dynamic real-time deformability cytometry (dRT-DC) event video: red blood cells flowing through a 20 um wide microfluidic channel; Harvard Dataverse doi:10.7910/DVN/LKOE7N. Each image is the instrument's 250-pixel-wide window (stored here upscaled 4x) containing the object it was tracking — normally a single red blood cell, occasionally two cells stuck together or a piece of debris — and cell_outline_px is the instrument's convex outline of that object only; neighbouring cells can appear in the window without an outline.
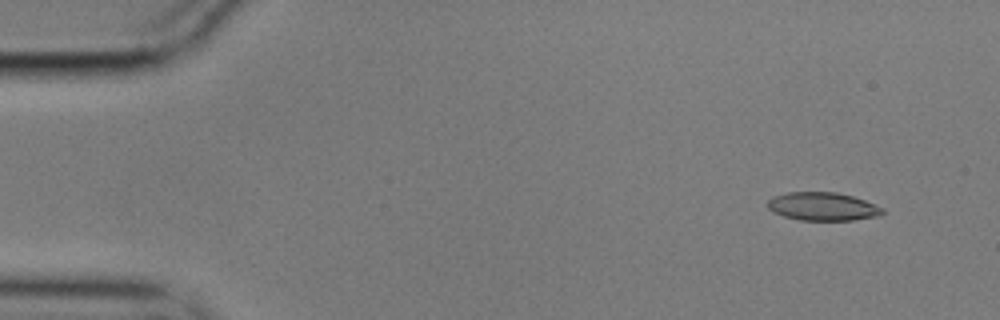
{"species": "common noctule bat (a hibernating species)", "species_latin": "Nyctalus noctula", "temperature_condition": "cold", "stored_images_in_passage": 57, "camera_frame_rate_fps": 3000, "um_per_image_px": 0.085, "animal": {"sex": "male", "body_mass_g": 17.9}, "frame": {"image": 1, "passage_image": 5, "time_ms": 1.333, "image_size_px": [1000, 320], "cell_outline_px": [[884, 212], [880, 216], [852, 220], [800, 220], [784, 216], [772, 212], [768, 208], [768, 200], [772, 196], [788, 192], [836, 192], [852, 196], [864, 200], [884, 208]], "centroid_in_image_um": [69.92, 17.55], "position_along_channel_um": 15.1, "area_um2": 18.96}}
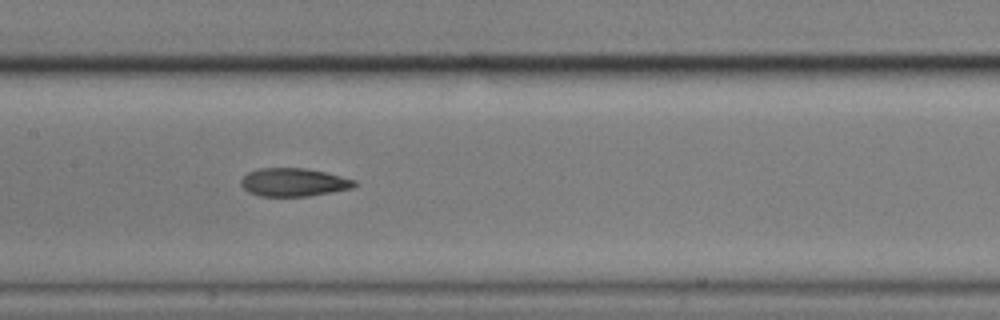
{"frame": {"image": 2, "passage_image": 28, "time_ms": 9.0, "image_size_px": [1000, 320], "cell_outline_px": [[356, 184], [352, 188], [332, 192], [308, 196], [260, 196], [248, 192], [240, 184], [240, 180], [248, 172], [260, 168], [304, 168], [324, 172], [356, 180]], "centroid_in_image_um": [24.94, 15.49], "position_along_channel_um": 182.5, "area_um2": 18.55}}
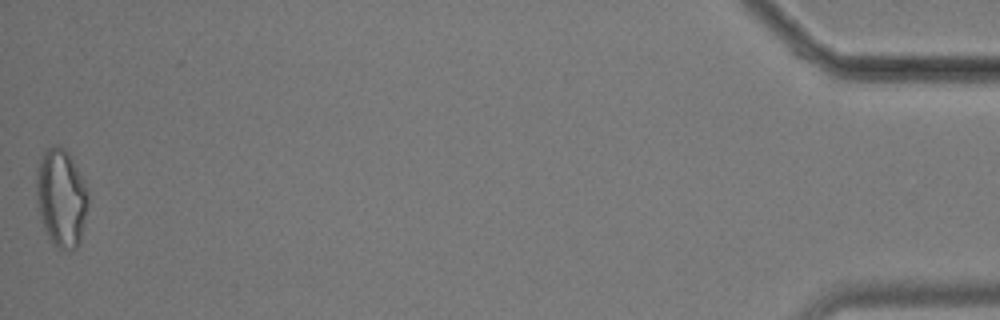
{"frame": {"image": 3, "passage_image": 57, "time_ms": 18.667, "image_size_px": [1000, 320], "cell_outline_px": [[88, 204], [80, 244], [76, 248], [60, 248], [48, 236], [40, 220], [36, 200], [36, 180], [40, 160], [44, 152], [48, 148], [56, 144], [64, 148], [68, 152], [84, 180], [88, 192]], "centroid_in_image_um": [5.21, 16.8], "position_along_channel_um": 430.0, "area_um2": 29.42}, "authors_computed_cell_mechanics": {"area_um2": 19.5364, "velocity_mm_per_s": 3.5225, "shape_relaxation_time_tau1_ms": 10.5256, "shape_relaxation_time_tau2_ms": 3.9864, "deformation_change_tau1": 0.2147, "deformation_change_tau2": 0.1163}}